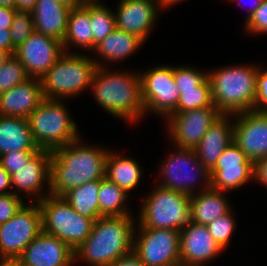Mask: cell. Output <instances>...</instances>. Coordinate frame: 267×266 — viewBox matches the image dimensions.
I'll return each instance as SVG.
<instances>
[{
  "mask_svg": "<svg viewBox=\"0 0 267 266\" xmlns=\"http://www.w3.org/2000/svg\"><path fill=\"white\" fill-rule=\"evenodd\" d=\"M11 54L7 51L0 49V67L10 58Z\"/></svg>",
  "mask_w": 267,
  "mask_h": 266,
  "instance_id": "obj_49",
  "label": "cell"
},
{
  "mask_svg": "<svg viewBox=\"0 0 267 266\" xmlns=\"http://www.w3.org/2000/svg\"><path fill=\"white\" fill-rule=\"evenodd\" d=\"M0 266H22L19 258L0 257Z\"/></svg>",
  "mask_w": 267,
  "mask_h": 266,
  "instance_id": "obj_48",
  "label": "cell"
},
{
  "mask_svg": "<svg viewBox=\"0 0 267 266\" xmlns=\"http://www.w3.org/2000/svg\"><path fill=\"white\" fill-rule=\"evenodd\" d=\"M86 2H95V1H98V0H85Z\"/></svg>",
  "mask_w": 267,
  "mask_h": 266,
  "instance_id": "obj_53",
  "label": "cell"
},
{
  "mask_svg": "<svg viewBox=\"0 0 267 266\" xmlns=\"http://www.w3.org/2000/svg\"><path fill=\"white\" fill-rule=\"evenodd\" d=\"M38 150L28 119L0 115V156L13 151Z\"/></svg>",
  "mask_w": 267,
  "mask_h": 266,
  "instance_id": "obj_24",
  "label": "cell"
},
{
  "mask_svg": "<svg viewBox=\"0 0 267 266\" xmlns=\"http://www.w3.org/2000/svg\"><path fill=\"white\" fill-rule=\"evenodd\" d=\"M90 21L93 32V50L116 29L115 13L99 1L90 2Z\"/></svg>",
  "mask_w": 267,
  "mask_h": 266,
  "instance_id": "obj_31",
  "label": "cell"
},
{
  "mask_svg": "<svg viewBox=\"0 0 267 266\" xmlns=\"http://www.w3.org/2000/svg\"><path fill=\"white\" fill-rule=\"evenodd\" d=\"M139 229V238L136 239V234H134L133 252L145 266L181 265L180 231L154 228Z\"/></svg>",
  "mask_w": 267,
  "mask_h": 266,
  "instance_id": "obj_9",
  "label": "cell"
},
{
  "mask_svg": "<svg viewBox=\"0 0 267 266\" xmlns=\"http://www.w3.org/2000/svg\"><path fill=\"white\" fill-rule=\"evenodd\" d=\"M234 222L230 211L206 226L210 235L223 250L229 244L230 237L235 228Z\"/></svg>",
  "mask_w": 267,
  "mask_h": 266,
  "instance_id": "obj_35",
  "label": "cell"
},
{
  "mask_svg": "<svg viewBox=\"0 0 267 266\" xmlns=\"http://www.w3.org/2000/svg\"><path fill=\"white\" fill-rule=\"evenodd\" d=\"M51 155V151L38 150L26 164L10 175L11 186L24 191L27 196L37 195L36 202L41 201L44 196L39 193L43 190L44 181L50 185Z\"/></svg>",
  "mask_w": 267,
  "mask_h": 266,
  "instance_id": "obj_21",
  "label": "cell"
},
{
  "mask_svg": "<svg viewBox=\"0 0 267 266\" xmlns=\"http://www.w3.org/2000/svg\"><path fill=\"white\" fill-rule=\"evenodd\" d=\"M127 216L100 217L87 239L75 250L76 258L92 266H109L133 251L135 226Z\"/></svg>",
  "mask_w": 267,
  "mask_h": 266,
  "instance_id": "obj_2",
  "label": "cell"
},
{
  "mask_svg": "<svg viewBox=\"0 0 267 266\" xmlns=\"http://www.w3.org/2000/svg\"><path fill=\"white\" fill-rule=\"evenodd\" d=\"M138 164L132 158L117 155L113 151L109 152L105 177L128 193L140 181L142 170Z\"/></svg>",
  "mask_w": 267,
  "mask_h": 266,
  "instance_id": "obj_27",
  "label": "cell"
},
{
  "mask_svg": "<svg viewBox=\"0 0 267 266\" xmlns=\"http://www.w3.org/2000/svg\"><path fill=\"white\" fill-rule=\"evenodd\" d=\"M0 6L16 9V0H0Z\"/></svg>",
  "mask_w": 267,
  "mask_h": 266,
  "instance_id": "obj_51",
  "label": "cell"
},
{
  "mask_svg": "<svg viewBox=\"0 0 267 266\" xmlns=\"http://www.w3.org/2000/svg\"><path fill=\"white\" fill-rule=\"evenodd\" d=\"M38 204L42 232L57 237L75 252L90 235L95 221L78 214L62 196L49 194Z\"/></svg>",
  "mask_w": 267,
  "mask_h": 266,
  "instance_id": "obj_7",
  "label": "cell"
},
{
  "mask_svg": "<svg viewBox=\"0 0 267 266\" xmlns=\"http://www.w3.org/2000/svg\"><path fill=\"white\" fill-rule=\"evenodd\" d=\"M109 266H145L139 257L132 251L130 254L116 260Z\"/></svg>",
  "mask_w": 267,
  "mask_h": 266,
  "instance_id": "obj_44",
  "label": "cell"
},
{
  "mask_svg": "<svg viewBox=\"0 0 267 266\" xmlns=\"http://www.w3.org/2000/svg\"><path fill=\"white\" fill-rule=\"evenodd\" d=\"M97 66L91 87L97 102L110 112L127 121H136L145 113L139 74L106 72Z\"/></svg>",
  "mask_w": 267,
  "mask_h": 266,
  "instance_id": "obj_3",
  "label": "cell"
},
{
  "mask_svg": "<svg viewBox=\"0 0 267 266\" xmlns=\"http://www.w3.org/2000/svg\"><path fill=\"white\" fill-rule=\"evenodd\" d=\"M178 149V153H172L171 157L169 156L162 166L161 173L165 178L158 185L162 188L175 190L191 196L194 194V183L200 174L205 180L203 189L210 188V172L198 160L195 149L180 147Z\"/></svg>",
  "mask_w": 267,
  "mask_h": 266,
  "instance_id": "obj_12",
  "label": "cell"
},
{
  "mask_svg": "<svg viewBox=\"0 0 267 266\" xmlns=\"http://www.w3.org/2000/svg\"><path fill=\"white\" fill-rule=\"evenodd\" d=\"M190 196L191 222L207 226L231 211L223 191L208 188Z\"/></svg>",
  "mask_w": 267,
  "mask_h": 266,
  "instance_id": "obj_25",
  "label": "cell"
},
{
  "mask_svg": "<svg viewBox=\"0 0 267 266\" xmlns=\"http://www.w3.org/2000/svg\"><path fill=\"white\" fill-rule=\"evenodd\" d=\"M43 100L41 79L30 77L0 93V115L28 119Z\"/></svg>",
  "mask_w": 267,
  "mask_h": 266,
  "instance_id": "obj_20",
  "label": "cell"
},
{
  "mask_svg": "<svg viewBox=\"0 0 267 266\" xmlns=\"http://www.w3.org/2000/svg\"><path fill=\"white\" fill-rule=\"evenodd\" d=\"M69 43L85 49L93 50L90 2H86L82 7L70 10L67 32L62 41L64 52H66L65 48Z\"/></svg>",
  "mask_w": 267,
  "mask_h": 266,
  "instance_id": "obj_26",
  "label": "cell"
},
{
  "mask_svg": "<svg viewBox=\"0 0 267 266\" xmlns=\"http://www.w3.org/2000/svg\"><path fill=\"white\" fill-rule=\"evenodd\" d=\"M32 137L40 150L53 152L79 138L77 125L58 99H46L28 118Z\"/></svg>",
  "mask_w": 267,
  "mask_h": 266,
  "instance_id": "obj_6",
  "label": "cell"
},
{
  "mask_svg": "<svg viewBox=\"0 0 267 266\" xmlns=\"http://www.w3.org/2000/svg\"><path fill=\"white\" fill-rule=\"evenodd\" d=\"M253 178V162L234 143L228 145L210 171L211 188L220 191L236 189Z\"/></svg>",
  "mask_w": 267,
  "mask_h": 266,
  "instance_id": "obj_15",
  "label": "cell"
},
{
  "mask_svg": "<svg viewBox=\"0 0 267 266\" xmlns=\"http://www.w3.org/2000/svg\"><path fill=\"white\" fill-rule=\"evenodd\" d=\"M146 199L140 211L139 228L180 231L191 222L190 195L157 185Z\"/></svg>",
  "mask_w": 267,
  "mask_h": 266,
  "instance_id": "obj_8",
  "label": "cell"
},
{
  "mask_svg": "<svg viewBox=\"0 0 267 266\" xmlns=\"http://www.w3.org/2000/svg\"><path fill=\"white\" fill-rule=\"evenodd\" d=\"M37 151H13L0 156V164L4 170L12 175L26 164Z\"/></svg>",
  "mask_w": 267,
  "mask_h": 266,
  "instance_id": "obj_38",
  "label": "cell"
},
{
  "mask_svg": "<svg viewBox=\"0 0 267 266\" xmlns=\"http://www.w3.org/2000/svg\"><path fill=\"white\" fill-rule=\"evenodd\" d=\"M16 9L0 6V26H5V29H10Z\"/></svg>",
  "mask_w": 267,
  "mask_h": 266,
  "instance_id": "obj_43",
  "label": "cell"
},
{
  "mask_svg": "<svg viewBox=\"0 0 267 266\" xmlns=\"http://www.w3.org/2000/svg\"><path fill=\"white\" fill-rule=\"evenodd\" d=\"M37 0H16V10L31 11Z\"/></svg>",
  "mask_w": 267,
  "mask_h": 266,
  "instance_id": "obj_46",
  "label": "cell"
},
{
  "mask_svg": "<svg viewBox=\"0 0 267 266\" xmlns=\"http://www.w3.org/2000/svg\"><path fill=\"white\" fill-rule=\"evenodd\" d=\"M249 33H267V0H263L258 9L246 20Z\"/></svg>",
  "mask_w": 267,
  "mask_h": 266,
  "instance_id": "obj_39",
  "label": "cell"
},
{
  "mask_svg": "<svg viewBox=\"0 0 267 266\" xmlns=\"http://www.w3.org/2000/svg\"><path fill=\"white\" fill-rule=\"evenodd\" d=\"M222 114L209 128L195 148L198 160L210 172L216 165L225 148L233 142L234 123Z\"/></svg>",
  "mask_w": 267,
  "mask_h": 266,
  "instance_id": "obj_22",
  "label": "cell"
},
{
  "mask_svg": "<svg viewBox=\"0 0 267 266\" xmlns=\"http://www.w3.org/2000/svg\"><path fill=\"white\" fill-rule=\"evenodd\" d=\"M30 76L21 62L14 56L0 67V93H3L16 85L26 81Z\"/></svg>",
  "mask_w": 267,
  "mask_h": 266,
  "instance_id": "obj_33",
  "label": "cell"
},
{
  "mask_svg": "<svg viewBox=\"0 0 267 266\" xmlns=\"http://www.w3.org/2000/svg\"><path fill=\"white\" fill-rule=\"evenodd\" d=\"M253 179L267 187V157L260 158L253 162Z\"/></svg>",
  "mask_w": 267,
  "mask_h": 266,
  "instance_id": "obj_41",
  "label": "cell"
},
{
  "mask_svg": "<svg viewBox=\"0 0 267 266\" xmlns=\"http://www.w3.org/2000/svg\"><path fill=\"white\" fill-rule=\"evenodd\" d=\"M0 49L11 55H14L16 51L11 41L10 29H5V26H0Z\"/></svg>",
  "mask_w": 267,
  "mask_h": 266,
  "instance_id": "obj_42",
  "label": "cell"
},
{
  "mask_svg": "<svg viewBox=\"0 0 267 266\" xmlns=\"http://www.w3.org/2000/svg\"><path fill=\"white\" fill-rule=\"evenodd\" d=\"M128 193L106 177L100 180L98 203L101 217L130 215L124 208Z\"/></svg>",
  "mask_w": 267,
  "mask_h": 266,
  "instance_id": "obj_30",
  "label": "cell"
},
{
  "mask_svg": "<svg viewBox=\"0 0 267 266\" xmlns=\"http://www.w3.org/2000/svg\"><path fill=\"white\" fill-rule=\"evenodd\" d=\"M157 1H158L159 6L166 8L182 0H157Z\"/></svg>",
  "mask_w": 267,
  "mask_h": 266,
  "instance_id": "obj_50",
  "label": "cell"
},
{
  "mask_svg": "<svg viewBox=\"0 0 267 266\" xmlns=\"http://www.w3.org/2000/svg\"><path fill=\"white\" fill-rule=\"evenodd\" d=\"M101 65L82 54L64 52L41 78L43 97L59 99L79 94L91 86L94 72Z\"/></svg>",
  "mask_w": 267,
  "mask_h": 266,
  "instance_id": "obj_5",
  "label": "cell"
},
{
  "mask_svg": "<svg viewBox=\"0 0 267 266\" xmlns=\"http://www.w3.org/2000/svg\"><path fill=\"white\" fill-rule=\"evenodd\" d=\"M207 73L192 69L191 67H174V83L179 92L199 86L206 78Z\"/></svg>",
  "mask_w": 267,
  "mask_h": 266,
  "instance_id": "obj_36",
  "label": "cell"
},
{
  "mask_svg": "<svg viewBox=\"0 0 267 266\" xmlns=\"http://www.w3.org/2000/svg\"><path fill=\"white\" fill-rule=\"evenodd\" d=\"M263 0H255V3L253 5V8L250 9L249 15L247 16V19L254 13L258 7L261 5Z\"/></svg>",
  "mask_w": 267,
  "mask_h": 266,
  "instance_id": "obj_52",
  "label": "cell"
},
{
  "mask_svg": "<svg viewBox=\"0 0 267 266\" xmlns=\"http://www.w3.org/2000/svg\"><path fill=\"white\" fill-rule=\"evenodd\" d=\"M64 53L62 42L34 31L16 48L14 56L30 77L42 78Z\"/></svg>",
  "mask_w": 267,
  "mask_h": 266,
  "instance_id": "obj_14",
  "label": "cell"
},
{
  "mask_svg": "<svg viewBox=\"0 0 267 266\" xmlns=\"http://www.w3.org/2000/svg\"><path fill=\"white\" fill-rule=\"evenodd\" d=\"M157 7V0H121L115 14L116 28L144 41L157 18Z\"/></svg>",
  "mask_w": 267,
  "mask_h": 266,
  "instance_id": "obj_19",
  "label": "cell"
},
{
  "mask_svg": "<svg viewBox=\"0 0 267 266\" xmlns=\"http://www.w3.org/2000/svg\"><path fill=\"white\" fill-rule=\"evenodd\" d=\"M30 12L36 32L63 41L67 32L69 8L58 0H37Z\"/></svg>",
  "mask_w": 267,
  "mask_h": 266,
  "instance_id": "obj_23",
  "label": "cell"
},
{
  "mask_svg": "<svg viewBox=\"0 0 267 266\" xmlns=\"http://www.w3.org/2000/svg\"><path fill=\"white\" fill-rule=\"evenodd\" d=\"M142 100L145 111L165 117L177 112L179 89L174 83V67L158 66L140 74Z\"/></svg>",
  "mask_w": 267,
  "mask_h": 266,
  "instance_id": "obj_11",
  "label": "cell"
},
{
  "mask_svg": "<svg viewBox=\"0 0 267 266\" xmlns=\"http://www.w3.org/2000/svg\"><path fill=\"white\" fill-rule=\"evenodd\" d=\"M8 187H11L10 175L4 170V168L0 164V194L12 193L10 191L5 192V189H7Z\"/></svg>",
  "mask_w": 267,
  "mask_h": 266,
  "instance_id": "obj_45",
  "label": "cell"
},
{
  "mask_svg": "<svg viewBox=\"0 0 267 266\" xmlns=\"http://www.w3.org/2000/svg\"><path fill=\"white\" fill-rule=\"evenodd\" d=\"M143 42L138 36L116 28L95 46L94 51H97L104 59L113 62L130 56Z\"/></svg>",
  "mask_w": 267,
  "mask_h": 266,
  "instance_id": "obj_28",
  "label": "cell"
},
{
  "mask_svg": "<svg viewBox=\"0 0 267 266\" xmlns=\"http://www.w3.org/2000/svg\"><path fill=\"white\" fill-rule=\"evenodd\" d=\"M260 70L261 69L258 68L256 97L253 104V111L267 112V70Z\"/></svg>",
  "mask_w": 267,
  "mask_h": 266,
  "instance_id": "obj_40",
  "label": "cell"
},
{
  "mask_svg": "<svg viewBox=\"0 0 267 266\" xmlns=\"http://www.w3.org/2000/svg\"><path fill=\"white\" fill-rule=\"evenodd\" d=\"M17 192L0 194V224L10 220L24 205Z\"/></svg>",
  "mask_w": 267,
  "mask_h": 266,
  "instance_id": "obj_37",
  "label": "cell"
},
{
  "mask_svg": "<svg viewBox=\"0 0 267 266\" xmlns=\"http://www.w3.org/2000/svg\"><path fill=\"white\" fill-rule=\"evenodd\" d=\"M100 180H95L82 184L65 193L62 197L73 207V209L83 217L99 219V192Z\"/></svg>",
  "mask_w": 267,
  "mask_h": 266,
  "instance_id": "obj_29",
  "label": "cell"
},
{
  "mask_svg": "<svg viewBox=\"0 0 267 266\" xmlns=\"http://www.w3.org/2000/svg\"><path fill=\"white\" fill-rule=\"evenodd\" d=\"M221 115L216 106L175 112L167 117V127L178 148L195 149Z\"/></svg>",
  "mask_w": 267,
  "mask_h": 266,
  "instance_id": "obj_13",
  "label": "cell"
},
{
  "mask_svg": "<svg viewBox=\"0 0 267 266\" xmlns=\"http://www.w3.org/2000/svg\"><path fill=\"white\" fill-rule=\"evenodd\" d=\"M258 68L229 66L208 73L212 101L222 114L253 111Z\"/></svg>",
  "mask_w": 267,
  "mask_h": 266,
  "instance_id": "obj_4",
  "label": "cell"
},
{
  "mask_svg": "<svg viewBox=\"0 0 267 266\" xmlns=\"http://www.w3.org/2000/svg\"><path fill=\"white\" fill-rule=\"evenodd\" d=\"M233 142L254 162L267 157V112L247 111L237 116Z\"/></svg>",
  "mask_w": 267,
  "mask_h": 266,
  "instance_id": "obj_16",
  "label": "cell"
},
{
  "mask_svg": "<svg viewBox=\"0 0 267 266\" xmlns=\"http://www.w3.org/2000/svg\"><path fill=\"white\" fill-rule=\"evenodd\" d=\"M35 31L32 13L17 10L10 28L13 47L16 49L23 44Z\"/></svg>",
  "mask_w": 267,
  "mask_h": 266,
  "instance_id": "obj_34",
  "label": "cell"
},
{
  "mask_svg": "<svg viewBox=\"0 0 267 266\" xmlns=\"http://www.w3.org/2000/svg\"><path fill=\"white\" fill-rule=\"evenodd\" d=\"M42 232V215L38 202L25 204L7 222L0 224V256L18 258Z\"/></svg>",
  "mask_w": 267,
  "mask_h": 266,
  "instance_id": "obj_10",
  "label": "cell"
},
{
  "mask_svg": "<svg viewBox=\"0 0 267 266\" xmlns=\"http://www.w3.org/2000/svg\"><path fill=\"white\" fill-rule=\"evenodd\" d=\"M62 5L66 6L70 10L82 7L85 5V0H58Z\"/></svg>",
  "mask_w": 267,
  "mask_h": 266,
  "instance_id": "obj_47",
  "label": "cell"
},
{
  "mask_svg": "<svg viewBox=\"0 0 267 266\" xmlns=\"http://www.w3.org/2000/svg\"><path fill=\"white\" fill-rule=\"evenodd\" d=\"M80 139L55 149L50 159V194L63 196L82 184L105 178L106 149L80 145Z\"/></svg>",
  "mask_w": 267,
  "mask_h": 266,
  "instance_id": "obj_1",
  "label": "cell"
},
{
  "mask_svg": "<svg viewBox=\"0 0 267 266\" xmlns=\"http://www.w3.org/2000/svg\"><path fill=\"white\" fill-rule=\"evenodd\" d=\"M18 258L22 266H71L74 251L57 237L41 232Z\"/></svg>",
  "mask_w": 267,
  "mask_h": 266,
  "instance_id": "obj_18",
  "label": "cell"
},
{
  "mask_svg": "<svg viewBox=\"0 0 267 266\" xmlns=\"http://www.w3.org/2000/svg\"><path fill=\"white\" fill-rule=\"evenodd\" d=\"M222 250L205 225L190 222L180 230V262L183 266H204Z\"/></svg>",
  "mask_w": 267,
  "mask_h": 266,
  "instance_id": "obj_17",
  "label": "cell"
},
{
  "mask_svg": "<svg viewBox=\"0 0 267 266\" xmlns=\"http://www.w3.org/2000/svg\"><path fill=\"white\" fill-rule=\"evenodd\" d=\"M215 106L212 101L210 80L207 77L199 86L182 89L179 95L177 112Z\"/></svg>",
  "mask_w": 267,
  "mask_h": 266,
  "instance_id": "obj_32",
  "label": "cell"
}]
</instances>
